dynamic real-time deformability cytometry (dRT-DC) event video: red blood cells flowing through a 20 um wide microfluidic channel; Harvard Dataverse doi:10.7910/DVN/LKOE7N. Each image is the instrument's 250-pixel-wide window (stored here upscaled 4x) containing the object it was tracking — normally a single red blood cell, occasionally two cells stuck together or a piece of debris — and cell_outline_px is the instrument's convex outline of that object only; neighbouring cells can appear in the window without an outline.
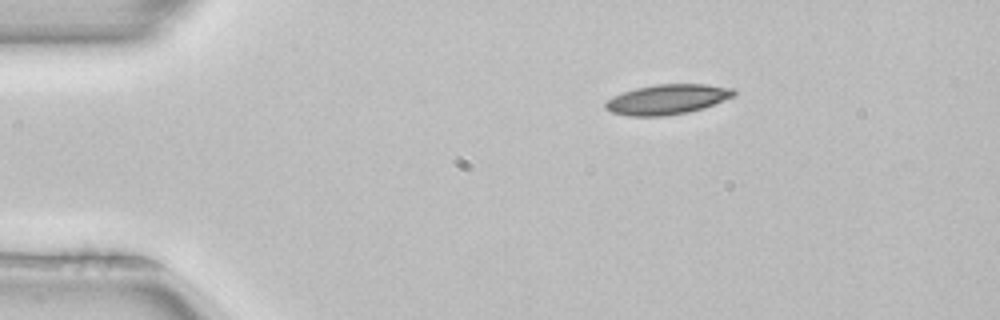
{"species": "common noctule bat (a hibernating species)", "species_latin": "Nyctalus noctula", "temperature_condition": "room temperature", "stored_images_in_passage": 3, "camera_frame_rate_fps": 3000, "um_per_image_px": 0.085, "animal": {"sex": "female", "body_mass_g": 22.7, "forearm_length_mm": 54.2}, "frame": {"image": 1, "passage_image": 1, "time_ms": 0.0, "image_size_px": [1000, 320], "cell_outline_px": [[736, 96], [704, 108], [688, 112], [664, 116], [628, 116], [612, 112], [604, 108], [604, 104], [612, 96], [636, 88], [656, 84], [704, 84], [736, 88]], "centroid_in_image_um": [56.76, 8.44], "position_along_channel_um": 28.2, "area_um2": 22.6}}
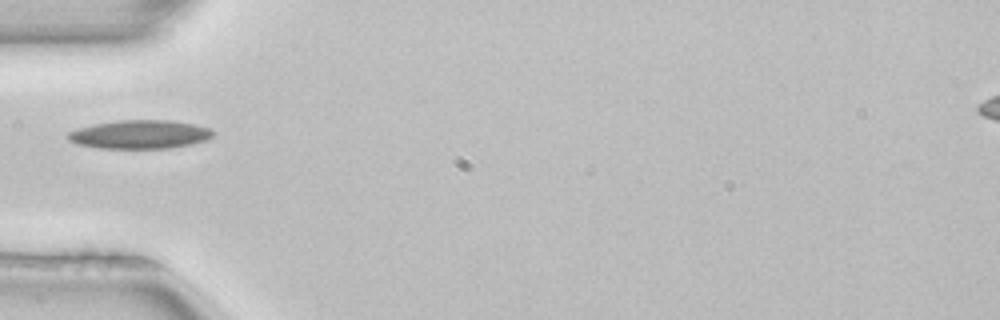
{"frame": {"image": 2, "passage_image": 3, "time_ms": 0.667, "image_size_px": [1000, 320], "cell_outline_px": [[216, 132], [212, 136], [204, 140], [192, 144], [168, 148], [100, 148], [76, 144], [68, 140], [68, 132], [92, 124], [120, 120], [168, 120], [192, 124], [212, 128]], "centroid_in_image_um": [11.89, 11.42], "position_along_channel_um": 73.1, "area_um2": 24.1}}